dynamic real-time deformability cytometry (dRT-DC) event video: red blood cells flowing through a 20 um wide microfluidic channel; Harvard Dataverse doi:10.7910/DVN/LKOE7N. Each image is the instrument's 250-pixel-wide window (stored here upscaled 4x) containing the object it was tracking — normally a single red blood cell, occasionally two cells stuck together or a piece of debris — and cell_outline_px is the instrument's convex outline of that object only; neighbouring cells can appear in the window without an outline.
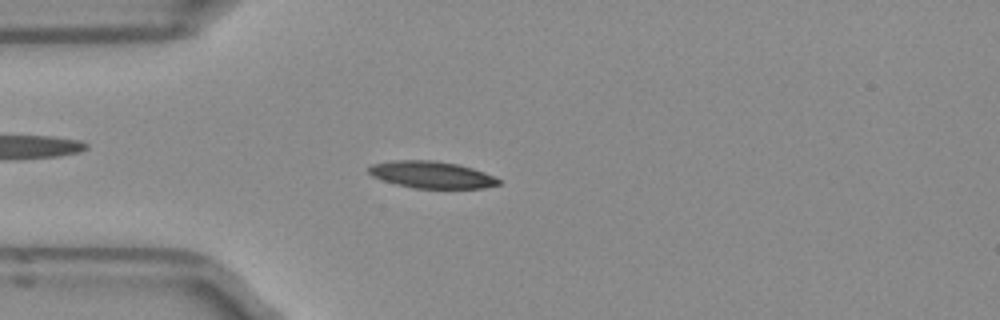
{"species": "Egyptian fruit bat (a non-hibernating species)", "species_latin": "Rousettus aegyptiacus", "temperature_condition": "room temperature", "stored_images_in_passage": 51, "camera_frame_rate_fps": 3000, "um_per_image_px": 0.085, "frame": {"image": 1, "passage_image": 13, "time_ms": 4.0, "image_size_px": [1000, 320], "cell_outline_px": [[500, 184], [484, 188], [416, 188], [396, 184], [372, 176], [368, 172], [368, 168], [372, 164], [392, 160], [432, 160], [456, 164], [472, 168], [484, 172], [500, 180]], "centroid_in_image_um": [36.67, 14.85], "position_along_channel_um": 48.3, "area_um2": 20.17}}
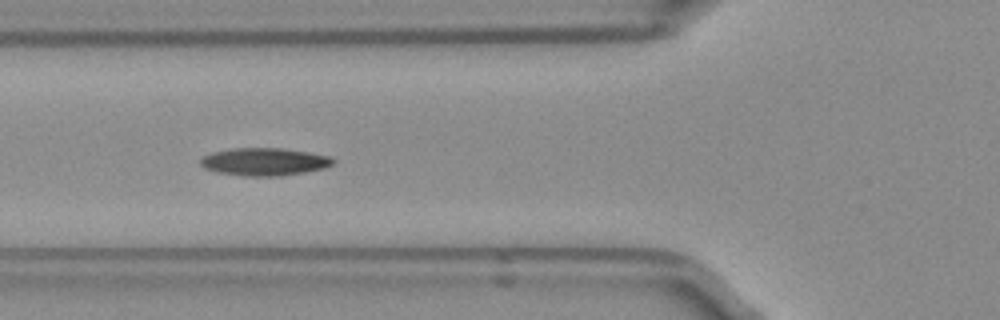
{"frame": {"image": 2, "passage_image": 18, "time_ms": 5.667, "image_size_px": [1000, 320], "cell_outline_px": [[336, 160], [332, 164], [324, 168], [304, 172], [280, 176], [244, 176], [216, 172], [204, 168], [200, 164], [200, 160], [204, 156], [212, 152], [232, 148], [280, 148], [308, 152], [332, 156]], "centroid_in_image_um": [22.47, 13.75], "position_along_channel_um": 103.3, "area_um2": 21.44}}
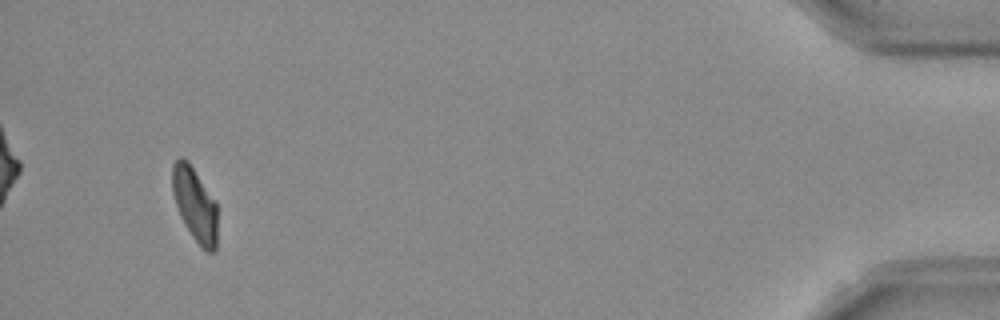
{"frame": {"image": 3, "passage_image": 48, "time_ms": 15.667, "image_size_px": [1000, 320], "cell_outline_px": [[216, 252], [208, 252], [200, 248], [184, 224], [180, 216], [172, 192], [172, 164], [180, 156], [184, 156], [188, 160], [216, 200]], "centroid_in_image_um": [16.56, 17.35], "position_along_channel_um": 418.6, "area_um2": 19.71}, "authors_computed_cell_mechanics": {"area_um2": 20.2878, "velocity_mm_per_s": 3.9457, "shape_relaxation_time_tau1_ms": 3.2887, "shape_relaxation_time_tau2_ms": null, "deformation_change_tau1": 0.1385, "deformation_change_tau2": null}}